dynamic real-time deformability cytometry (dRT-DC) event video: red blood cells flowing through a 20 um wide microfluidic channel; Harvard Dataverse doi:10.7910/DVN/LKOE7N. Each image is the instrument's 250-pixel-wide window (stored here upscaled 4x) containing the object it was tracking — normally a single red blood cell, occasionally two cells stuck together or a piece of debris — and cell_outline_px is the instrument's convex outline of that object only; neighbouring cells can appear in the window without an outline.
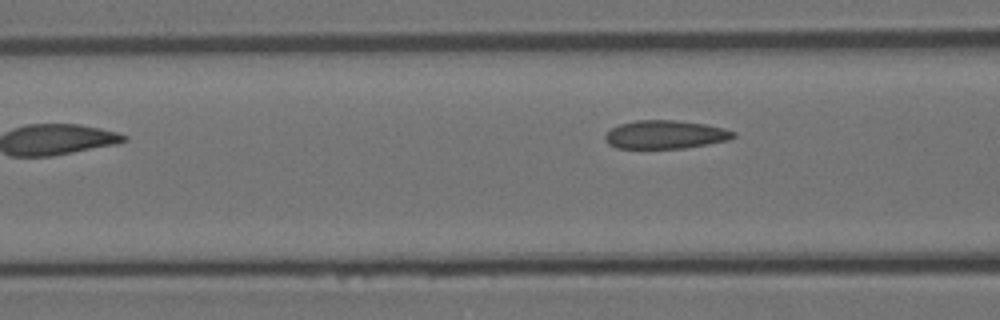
{"species": "Egyptian fruit bat (a non-hibernating species)", "species_latin": "Rousettus aegyptiacus", "temperature_condition": "room temperature", "stored_images_in_passage": 5, "camera_frame_rate_fps": 3000, "um_per_image_px": 0.085, "animal": {"sex": "female"}, "frame": {"image": 1, "passage_image": 5, "time_ms": 1.333, "image_size_px": [1000, 320], "cell_outline_px": [[736, 136], [728, 140], [708, 144], [684, 148], [616, 148], [608, 144], [604, 140], [604, 136], [612, 128], [620, 124], [636, 120], [672, 120], [704, 124], [724, 128], [736, 132]], "centroid_in_image_um": [56.55, 11.44], "position_along_channel_um": 110.1, "area_um2": 21.15}}